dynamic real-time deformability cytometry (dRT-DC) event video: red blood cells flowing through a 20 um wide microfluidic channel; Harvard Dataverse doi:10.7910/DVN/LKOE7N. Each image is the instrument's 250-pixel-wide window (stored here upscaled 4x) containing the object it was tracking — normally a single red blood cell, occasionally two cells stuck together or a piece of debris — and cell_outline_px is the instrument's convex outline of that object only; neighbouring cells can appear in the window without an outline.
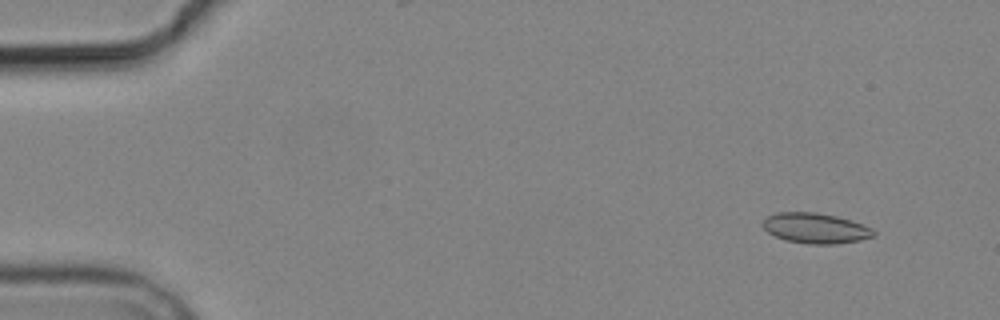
{"species": "common noctule bat (a hibernating species)", "species_latin": "Nyctalus noctula", "temperature_condition": "cold", "stored_images_in_passage": 6, "camera_frame_rate_fps": 3000, "um_per_image_px": 0.085, "animal": {"sex": "male", "body_mass_g": 19.2, "forearm_length_mm": 51.8}, "frame": {"image": 1, "passage_image": 1, "time_ms": 0.0, "image_size_px": [1000, 320], "cell_outline_px": [[876, 236], [860, 240], [836, 244], [812, 244], [784, 240], [768, 232], [764, 228], [764, 220], [768, 216], [776, 212], [816, 212], [836, 216], [852, 220], [872, 228], [876, 232]], "centroid_in_image_um": [69.36, 19.39], "position_along_channel_um": 15.6, "area_um2": 19.59}}
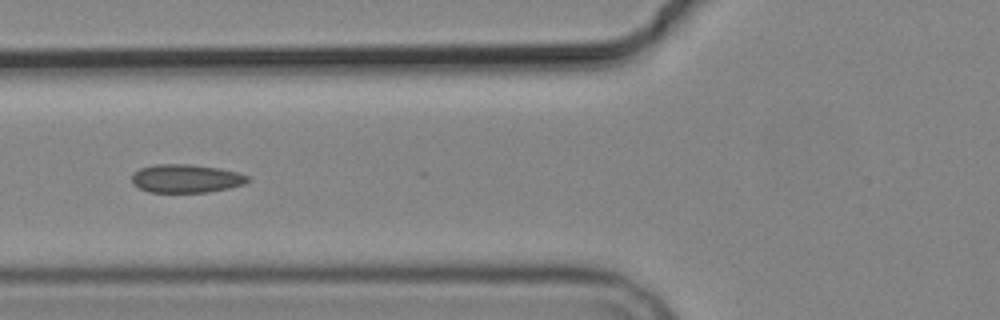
{"frame": {"image": 2, "passage_image": 5, "time_ms": 5.667, "image_size_px": [1000, 320], "cell_outline_px": [[252, 180], [244, 184], [228, 188], [208, 192], [148, 192], [132, 184], [132, 172], [140, 168], [156, 164], [192, 164], [220, 168], [236, 172], [248, 176]], "centroid_in_image_um": [15.81, 15.17], "position_along_channel_um": 110.0, "area_um2": 19.31}}
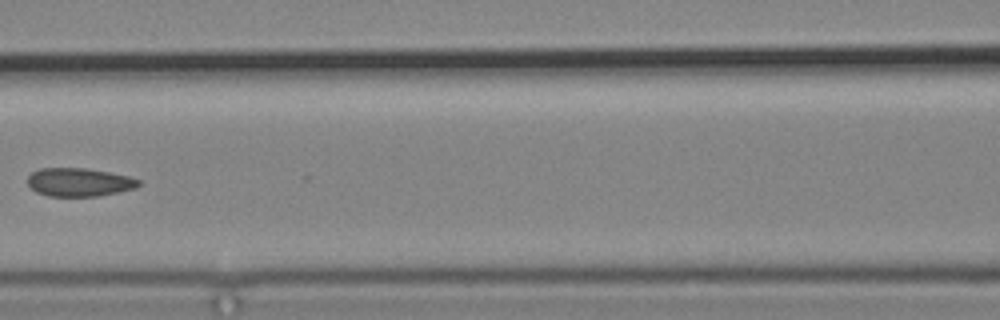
{"frame": {"image": 3, "passage_image": 6, "time_ms": 7.0, "image_size_px": [1000, 320], "cell_outline_px": [[140, 184], [136, 188], [100, 196], [48, 196], [36, 192], [28, 184], [28, 176], [32, 172], [40, 168], [84, 168], [108, 172], [128, 176], [140, 180]], "centroid_in_image_um": [6.72, 15.49], "position_along_channel_um": 159.9, "area_um2": 18.32}}